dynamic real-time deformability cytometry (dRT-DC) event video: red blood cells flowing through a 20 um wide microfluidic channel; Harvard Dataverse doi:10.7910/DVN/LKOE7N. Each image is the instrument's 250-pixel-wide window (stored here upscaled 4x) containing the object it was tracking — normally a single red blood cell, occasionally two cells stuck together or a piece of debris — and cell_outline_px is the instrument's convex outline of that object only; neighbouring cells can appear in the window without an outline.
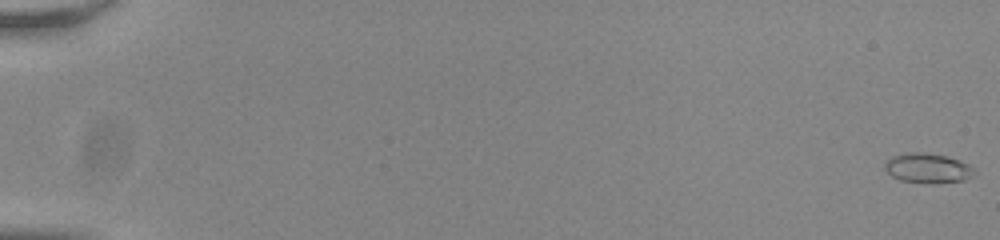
{"species": "common noctule bat (a hibernating species)", "species_latin": "Nyctalus noctula", "temperature_condition": "room temperature", "stored_images_in_passage": 56, "camera_frame_rate_fps": 3000, "um_per_image_px": 0.085, "animal": {"sex": "male", "body_mass_g": 20.0, "forearm_length_mm": 53.3}, "frame": {"image": 1, "passage_image": 1, "time_ms": 0.0, "image_size_px": [1000, 240], "cell_outline_px": [[976, 172], [972, 176], [964, 180], [932, 184], [900, 180], [892, 176], [884, 168], [884, 164], [892, 156], [908, 152], [924, 152], [948, 156], [960, 160], [968, 164]], "centroid_in_image_um": [78.86, 14.29], "position_along_channel_um": 6.1, "area_um2": 15.61}}
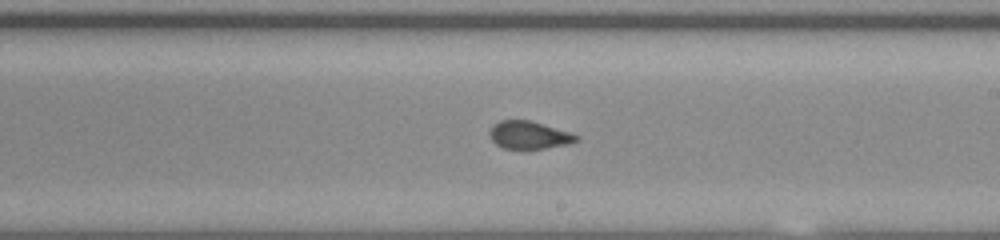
{"frame": {"image": 2, "passage_image": 35, "time_ms": 11.333, "image_size_px": [1000, 240], "cell_outline_px": [[580, 140], [568, 144], [544, 148], [504, 148], [496, 144], [492, 140], [488, 132], [492, 124], [500, 120], [532, 120], [572, 132], [580, 136]], "centroid_in_image_um": [45.0, 11.45], "position_along_channel_um": 244.0, "area_um2": 14.22}}
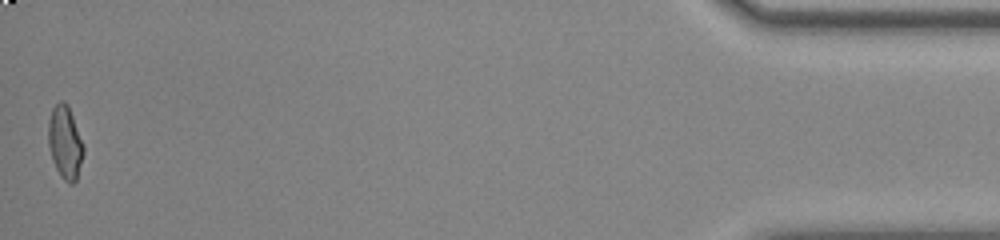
{"frame": {"image": 3, "passage_image": 56, "time_ms": 18.333, "image_size_px": [1000, 240], "cell_outline_px": [[84, 152], [76, 180], [72, 184], [68, 184], [60, 176], [52, 160], [48, 144], [48, 120], [52, 108], [60, 100], [64, 100], [68, 104], [84, 144]], "centroid_in_image_um": [5.52, 12.08], "position_along_channel_um": 429.7, "area_um2": 15.2}, "authors_computed_cell_mechanics": {"area_um2": 14.7968, "velocity_mm_per_s": 3.8255, "shape_relaxation_time_tau1_ms": null, "shape_relaxation_time_tau2_ms": 1.0084, "deformation_change_tau1": null, "deformation_change_tau2": 0.0576}}